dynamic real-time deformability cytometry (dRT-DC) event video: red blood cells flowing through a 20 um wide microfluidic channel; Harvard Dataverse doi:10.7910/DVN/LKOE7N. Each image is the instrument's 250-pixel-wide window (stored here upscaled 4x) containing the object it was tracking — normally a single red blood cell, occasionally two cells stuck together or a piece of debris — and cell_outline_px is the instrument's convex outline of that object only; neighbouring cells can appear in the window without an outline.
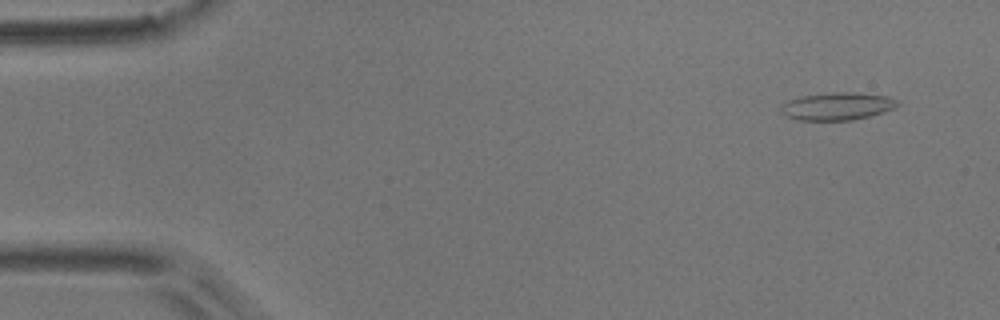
{"species": "common noctule bat (a hibernating species)", "species_latin": "Nyctalus noctula", "temperature_condition": "room temperature", "stored_images_in_passage": 7, "camera_frame_rate_fps": 3000, "um_per_image_px": 0.085, "animal": {"sex": "male", "body_mass_g": 17.9}, "frame": {"image": 1, "passage_image": 2, "time_ms": 0.333, "image_size_px": [1000, 320], "cell_outline_px": [[900, 104], [896, 108], [884, 112], [852, 120], [800, 120], [788, 116], [780, 112], [780, 108], [784, 100], [800, 96], [832, 92], [852, 92], [888, 96], [900, 100]], "centroid_in_image_um": [71.18, 9.02], "position_along_channel_um": 13.8, "area_um2": 19.02}}
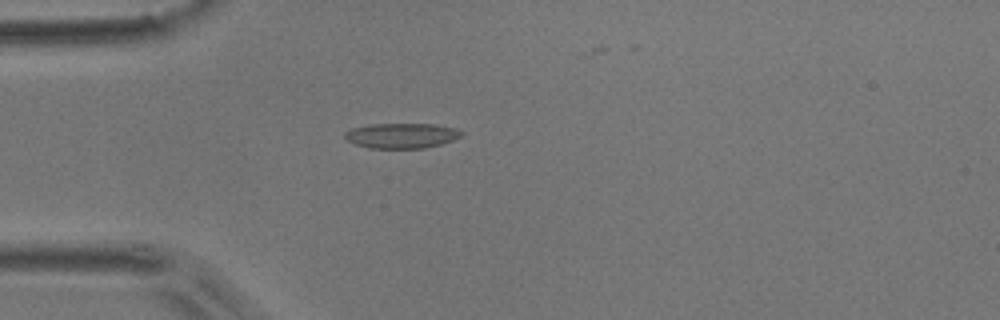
{"frame": {"image": 2, "passage_image": 5, "time_ms": 1.333, "image_size_px": [1000, 320], "cell_outline_px": [[464, 132], [460, 136], [452, 140], [440, 144], [424, 148], [368, 148], [356, 144], [348, 140], [344, 136], [344, 132], [352, 128], [372, 124], [436, 124], [456, 128]], "centroid_in_image_um": [34.14, 11.52], "position_along_channel_um": 50.9, "area_um2": 16.99}}